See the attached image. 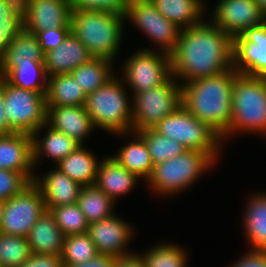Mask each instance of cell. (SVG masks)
I'll list each match as a JSON object with an SVG mask.
<instances>
[{
    "instance_id": "obj_27",
    "label": "cell",
    "mask_w": 266,
    "mask_h": 267,
    "mask_svg": "<svg viewBox=\"0 0 266 267\" xmlns=\"http://www.w3.org/2000/svg\"><path fill=\"white\" fill-rule=\"evenodd\" d=\"M99 162L94 154L81 145L56 167L83 187L95 185Z\"/></svg>"
},
{
    "instance_id": "obj_3",
    "label": "cell",
    "mask_w": 266,
    "mask_h": 267,
    "mask_svg": "<svg viewBox=\"0 0 266 267\" xmlns=\"http://www.w3.org/2000/svg\"><path fill=\"white\" fill-rule=\"evenodd\" d=\"M125 16L106 11L71 13V32L94 58L113 61L121 46Z\"/></svg>"
},
{
    "instance_id": "obj_46",
    "label": "cell",
    "mask_w": 266,
    "mask_h": 267,
    "mask_svg": "<svg viewBox=\"0 0 266 267\" xmlns=\"http://www.w3.org/2000/svg\"><path fill=\"white\" fill-rule=\"evenodd\" d=\"M115 257L107 255H97L83 264H76L68 267H114Z\"/></svg>"
},
{
    "instance_id": "obj_21",
    "label": "cell",
    "mask_w": 266,
    "mask_h": 267,
    "mask_svg": "<svg viewBox=\"0 0 266 267\" xmlns=\"http://www.w3.org/2000/svg\"><path fill=\"white\" fill-rule=\"evenodd\" d=\"M138 178L109 155L99 162L95 185L115 202L134 189Z\"/></svg>"
},
{
    "instance_id": "obj_38",
    "label": "cell",
    "mask_w": 266,
    "mask_h": 267,
    "mask_svg": "<svg viewBox=\"0 0 266 267\" xmlns=\"http://www.w3.org/2000/svg\"><path fill=\"white\" fill-rule=\"evenodd\" d=\"M50 212L65 237L87 233L89 223L77 203L54 207Z\"/></svg>"
},
{
    "instance_id": "obj_9",
    "label": "cell",
    "mask_w": 266,
    "mask_h": 267,
    "mask_svg": "<svg viewBox=\"0 0 266 267\" xmlns=\"http://www.w3.org/2000/svg\"><path fill=\"white\" fill-rule=\"evenodd\" d=\"M4 102L10 126L16 132L33 134L47 123L46 96L18 88L4 78Z\"/></svg>"
},
{
    "instance_id": "obj_42",
    "label": "cell",
    "mask_w": 266,
    "mask_h": 267,
    "mask_svg": "<svg viewBox=\"0 0 266 267\" xmlns=\"http://www.w3.org/2000/svg\"><path fill=\"white\" fill-rule=\"evenodd\" d=\"M231 267H266V251L250 250Z\"/></svg>"
},
{
    "instance_id": "obj_24",
    "label": "cell",
    "mask_w": 266,
    "mask_h": 267,
    "mask_svg": "<svg viewBox=\"0 0 266 267\" xmlns=\"http://www.w3.org/2000/svg\"><path fill=\"white\" fill-rule=\"evenodd\" d=\"M45 128H47L46 135L39 139L38 134ZM79 146L81 145L75 140L62 132L53 129L45 123L32 134L34 168L43 154L58 164L61 160L74 152Z\"/></svg>"
},
{
    "instance_id": "obj_47",
    "label": "cell",
    "mask_w": 266,
    "mask_h": 267,
    "mask_svg": "<svg viewBox=\"0 0 266 267\" xmlns=\"http://www.w3.org/2000/svg\"><path fill=\"white\" fill-rule=\"evenodd\" d=\"M261 11L266 15V0H254Z\"/></svg>"
},
{
    "instance_id": "obj_39",
    "label": "cell",
    "mask_w": 266,
    "mask_h": 267,
    "mask_svg": "<svg viewBox=\"0 0 266 267\" xmlns=\"http://www.w3.org/2000/svg\"><path fill=\"white\" fill-rule=\"evenodd\" d=\"M131 0H71L72 10L106 11L126 15Z\"/></svg>"
},
{
    "instance_id": "obj_20",
    "label": "cell",
    "mask_w": 266,
    "mask_h": 267,
    "mask_svg": "<svg viewBox=\"0 0 266 267\" xmlns=\"http://www.w3.org/2000/svg\"><path fill=\"white\" fill-rule=\"evenodd\" d=\"M40 189L46 210L77 203L82 186L55 167L43 178L35 175L33 181Z\"/></svg>"
},
{
    "instance_id": "obj_41",
    "label": "cell",
    "mask_w": 266,
    "mask_h": 267,
    "mask_svg": "<svg viewBox=\"0 0 266 267\" xmlns=\"http://www.w3.org/2000/svg\"><path fill=\"white\" fill-rule=\"evenodd\" d=\"M71 32V28H54L44 31L35 32L38 42L40 43L41 50L46 52L56 49Z\"/></svg>"
},
{
    "instance_id": "obj_7",
    "label": "cell",
    "mask_w": 266,
    "mask_h": 267,
    "mask_svg": "<svg viewBox=\"0 0 266 267\" xmlns=\"http://www.w3.org/2000/svg\"><path fill=\"white\" fill-rule=\"evenodd\" d=\"M152 129L160 135L178 141L188 150L205 152L215 161L219 157L222 138L182 104Z\"/></svg>"
},
{
    "instance_id": "obj_5",
    "label": "cell",
    "mask_w": 266,
    "mask_h": 267,
    "mask_svg": "<svg viewBox=\"0 0 266 267\" xmlns=\"http://www.w3.org/2000/svg\"><path fill=\"white\" fill-rule=\"evenodd\" d=\"M124 87L116 75L105 85L87 94L85 108L95 128L119 136H128L132 132V101L128 100Z\"/></svg>"
},
{
    "instance_id": "obj_10",
    "label": "cell",
    "mask_w": 266,
    "mask_h": 267,
    "mask_svg": "<svg viewBox=\"0 0 266 267\" xmlns=\"http://www.w3.org/2000/svg\"><path fill=\"white\" fill-rule=\"evenodd\" d=\"M125 61L121 80L133 93L163 85L172 77L170 55L160 50H138Z\"/></svg>"
},
{
    "instance_id": "obj_45",
    "label": "cell",
    "mask_w": 266,
    "mask_h": 267,
    "mask_svg": "<svg viewBox=\"0 0 266 267\" xmlns=\"http://www.w3.org/2000/svg\"><path fill=\"white\" fill-rule=\"evenodd\" d=\"M114 267H146L141 254L129 253L115 258Z\"/></svg>"
},
{
    "instance_id": "obj_22",
    "label": "cell",
    "mask_w": 266,
    "mask_h": 267,
    "mask_svg": "<svg viewBox=\"0 0 266 267\" xmlns=\"http://www.w3.org/2000/svg\"><path fill=\"white\" fill-rule=\"evenodd\" d=\"M27 239L32 254L60 256L65 236L59 228L54 215L45 210L30 229Z\"/></svg>"
},
{
    "instance_id": "obj_4",
    "label": "cell",
    "mask_w": 266,
    "mask_h": 267,
    "mask_svg": "<svg viewBox=\"0 0 266 267\" xmlns=\"http://www.w3.org/2000/svg\"><path fill=\"white\" fill-rule=\"evenodd\" d=\"M231 101V123L222 141L236 132L266 135V77L235 71Z\"/></svg>"
},
{
    "instance_id": "obj_14",
    "label": "cell",
    "mask_w": 266,
    "mask_h": 267,
    "mask_svg": "<svg viewBox=\"0 0 266 267\" xmlns=\"http://www.w3.org/2000/svg\"><path fill=\"white\" fill-rule=\"evenodd\" d=\"M211 17V21L232 39L266 21V15L254 0H220Z\"/></svg>"
},
{
    "instance_id": "obj_6",
    "label": "cell",
    "mask_w": 266,
    "mask_h": 267,
    "mask_svg": "<svg viewBox=\"0 0 266 267\" xmlns=\"http://www.w3.org/2000/svg\"><path fill=\"white\" fill-rule=\"evenodd\" d=\"M215 162L205 152L187 150L172 159L155 164L146 182L161 195H175L192 186Z\"/></svg>"
},
{
    "instance_id": "obj_23",
    "label": "cell",
    "mask_w": 266,
    "mask_h": 267,
    "mask_svg": "<svg viewBox=\"0 0 266 267\" xmlns=\"http://www.w3.org/2000/svg\"><path fill=\"white\" fill-rule=\"evenodd\" d=\"M31 61H44V53L34 33L22 29L9 43L0 58V76L6 77L15 67Z\"/></svg>"
},
{
    "instance_id": "obj_25",
    "label": "cell",
    "mask_w": 266,
    "mask_h": 267,
    "mask_svg": "<svg viewBox=\"0 0 266 267\" xmlns=\"http://www.w3.org/2000/svg\"><path fill=\"white\" fill-rule=\"evenodd\" d=\"M246 203L242 222L252 250L266 251V192L255 194Z\"/></svg>"
},
{
    "instance_id": "obj_30",
    "label": "cell",
    "mask_w": 266,
    "mask_h": 267,
    "mask_svg": "<svg viewBox=\"0 0 266 267\" xmlns=\"http://www.w3.org/2000/svg\"><path fill=\"white\" fill-rule=\"evenodd\" d=\"M112 63L108 59L93 57L74 69L70 74L78 81L83 90L89 94L114 77L113 70H111Z\"/></svg>"
},
{
    "instance_id": "obj_18",
    "label": "cell",
    "mask_w": 266,
    "mask_h": 267,
    "mask_svg": "<svg viewBox=\"0 0 266 267\" xmlns=\"http://www.w3.org/2000/svg\"><path fill=\"white\" fill-rule=\"evenodd\" d=\"M47 124L83 146L95 128L85 106H47Z\"/></svg>"
},
{
    "instance_id": "obj_32",
    "label": "cell",
    "mask_w": 266,
    "mask_h": 267,
    "mask_svg": "<svg viewBox=\"0 0 266 267\" xmlns=\"http://www.w3.org/2000/svg\"><path fill=\"white\" fill-rule=\"evenodd\" d=\"M23 28L22 0H0V58Z\"/></svg>"
},
{
    "instance_id": "obj_19",
    "label": "cell",
    "mask_w": 266,
    "mask_h": 267,
    "mask_svg": "<svg viewBox=\"0 0 266 267\" xmlns=\"http://www.w3.org/2000/svg\"><path fill=\"white\" fill-rule=\"evenodd\" d=\"M91 58L93 57L83 43L70 32L56 49L44 54V66L48 77L70 74Z\"/></svg>"
},
{
    "instance_id": "obj_17",
    "label": "cell",
    "mask_w": 266,
    "mask_h": 267,
    "mask_svg": "<svg viewBox=\"0 0 266 267\" xmlns=\"http://www.w3.org/2000/svg\"><path fill=\"white\" fill-rule=\"evenodd\" d=\"M0 169L20 172L29 182L34 181L31 134L0 135Z\"/></svg>"
},
{
    "instance_id": "obj_33",
    "label": "cell",
    "mask_w": 266,
    "mask_h": 267,
    "mask_svg": "<svg viewBox=\"0 0 266 267\" xmlns=\"http://www.w3.org/2000/svg\"><path fill=\"white\" fill-rule=\"evenodd\" d=\"M5 79L18 88L38 91L46 95L48 76L44 61L30 60V63L20 64L18 67H15ZM38 79H40V82Z\"/></svg>"
},
{
    "instance_id": "obj_13",
    "label": "cell",
    "mask_w": 266,
    "mask_h": 267,
    "mask_svg": "<svg viewBox=\"0 0 266 267\" xmlns=\"http://www.w3.org/2000/svg\"><path fill=\"white\" fill-rule=\"evenodd\" d=\"M233 69L238 74L266 77V21L233 39Z\"/></svg>"
},
{
    "instance_id": "obj_15",
    "label": "cell",
    "mask_w": 266,
    "mask_h": 267,
    "mask_svg": "<svg viewBox=\"0 0 266 267\" xmlns=\"http://www.w3.org/2000/svg\"><path fill=\"white\" fill-rule=\"evenodd\" d=\"M24 29L30 33L71 28V0H22Z\"/></svg>"
},
{
    "instance_id": "obj_43",
    "label": "cell",
    "mask_w": 266,
    "mask_h": 267,
    "mask_svg": "<svg viewBox=\"0 0 266 267\" xmlns=\"http://www.w3.org/2000/svg\"><path fill=\"white\" fill-rule=\"evenodd\" d=\"M20 267H63L60 256L32 254Z\"/></svg>"
},
{
    "instance_id": "obj_11",
    "label": "cell",
    "mask_w": 266,
    "mask_h": 267,
    "mask_svg": "<svg viewBox=\"0 0 266 267\" xmlns=\"http://www.w3.org/2000/svg\"><path fill=\"white\" fill-rule=\"evenodd\" d=\"M46 210L38 186L30 182L18 194L5 201L0 233L27 238L30 229Z\"/></svg>"
},
{
    "instance_id": "obj_2",
    "label": "cell",
    "mask_w": 266,
    "mask_h": 267,
    "mask_svg": "<svg viewBox=\"0 0 266 267\" xmlns=\"http://www.w3.org/2000/svg\"><path fill=\"white\" fill-rule=\"evenodd\" d=\"M235 70L182 84V105L223 138L231 123Z\"/></svg>"
},
{
    "instance_id": "obj_48",
    "label": "cell",
    "mask_w": 266,
    "mask_h": 267,
    "mask_svg": "<svg viewBox=\"0 0 266 267\" xmlns=\"http://www.w3.org/2000/svg\"><path fill=\"white\" fill-rule=\"evenodd\" d=\"M4 208H5V201L0 200V225H1V221H2Z\"/></svg>"
},
{
    "instance_id": "obj_40",
    "label": "cell",
    "mask_w": 266,
    "mask_h": 267,
    "mask_svg": "<svg viewBox=\"0 0 266 267\" xmlns=\"http://www.w3.org/2000/svg\"><path fill=\"white\" fill-rule=\"evenodd\" d=\"M29 183L20 172L0 169V200L7 201Z\"/></svg>"
},
{
    "instance_id": "obj_35",
    "label": "cell",
    "mask_w": 266,
    "mask_h": 267,
    "mask_svg": "<svg viewBox=\"0 0 266 267\" xmlns=\"http://www.w3.org/2000/svg\"><path fill=\"white\" fill-rule=\"evenodd\" d=\"M137 133L146 142L154 165L172 159L188 150L178 141L160 135L153 129H144Z\"/></svg>"
},
{
    "instance_id": "obj_28",
    "label": "cell",
    "mask_w": 266,
    "mask_h": 267,
    "mask_svg": "<svg viewBox=\"0 0 266 267\" xmlns=\"http://www.w3.org/2000/svg\"><path fill=\"white\" fill-rule=\"evenodd\" d=\"M130 134H133L135 139L121 147L119 153L112 157L129 172L136 174L139 179L147 180L154 166L148 146L137 132Z\"/></svg>"
},
{
    "instance_id": "obj_16",
    "label": "cell",
    "mask_w": 266,
    "mask_h": 267,
    "mask_svg": "<svg viewBox=\"0 0 266 267\" xmlns=\"http://www.w3.org/2000/svg\"><path fill=\"white\" fill-rule=\"evenodd\" d=\"M133 232L131 225L116 216L115 212L100 221L89 223L87 229L98 253L115 258L129 254L127 245L133 239Z\"/></svg>"
},
{
    "instance_id": "obj_1",
    "label": "cell",
    "mask_w": 266,
    "mask_h": 267,
    "mask_svg": "<svg viewBox=\"0 0 266 267\" xmlns=\"http://www.w3.org/2000/svg\"><path fill=\"white\" fill-rule=\"evenodd\" d=\"M209 22L202 20L182 29L170 54L171 74L176 80H184L182 84L233 68V39Z\"/></svg>"
},
{
    "instance_id": "obj_37",
    "label": "cell",
    "mask_w": 266,
    "mask_h": 267,
    "mask_svg": "<svg viewBox=\"0 0 266 267\" xmlns=\"http://www.w3.org/2000/svg\"><path fill=\"white\" fill-rule=\"evenodd\" d=\"M31 256L27 238L0 233V267H20Z\"/></svg>"
},
{
    "instance_id": "obj_26",
    "label": "cell",
    "mask_w": 266,
    "mask_h": 267,
    "mask_svg": "<svg viewBox=\"0 0 266 267\" xmlns=\"http://www.w3.org/2000/svg\"><path fill=\"white\" fill-rule=\"evenodd\" d=\"M46 106H85L87 93L71 74L48 77Z\"/></svg>"
},
{
    "instance_id": "obj_31",
    "label": "cell",
    "mask_w": 266,
    "mask_h": 267,
    "mask_svg": "<svg viewBox=\"0 0 266 267\" xmlns=\"http://www.w3.org/2000/svg\"><path fill=\"white\" fill-rule=\"evenodd\" d=\"M77 204L88 223L100 221L111 216L115 202L96 185L83 186Z\"/></svg>"
},
{
    "instance_id": "obj_29",
    "label": "cell",
    "mask_w": 266,
    "mask_h": 267,
    "mask_svg": "<svg viewBox=\"0 0 266 267\" xmlns=\"http://www.w3.org/2000/svg\"><path fill=\"white\" fill-rule=\"evenodd\" d=\"M157 10L181 29L202 21L205 4L202 0H151Z\"/></svg>"
},
{
    "instance_id": "obj_12",
    "label": "cell",
    "mask_w": 266,
    "mask_h": 267,
    "mask_svg": "<svg viewBox=\"0 0 266 267\" xmlns=\"http://www.w3.org/2000/svg\"><path fill=\"white\" fill-rule=\"evenodd\" d=\"M125 19L157 43L160 50L170 55L179 41L181 28L168 21L150 0H131Z\"/></svg>"
},
{
    "instance_id": "obj_36",
    "label": "cell",
    "mask_w": 266,
    "mask_h": 267,
    "mask_svg": "<svg viewBox=\"0 0 266 267\" xmlns=\"http://www.w3.org/2000/svg\"><path fill=\"white\" fill-rule=\"evenodd\" d=\"M186 251L172 243H162L142 254L146 267H186Z\"/></svg>"
},
{
    "instance_id": "obj_34",
    "label": "cell",
    "mask_w": 266,
    "mask_h": 267,
    "mask_svg": "<svg viewBox=\"0 0 266 267\" xmlns=\"http://www.w3.org/2000/svg\"><path fill=\"white\" fill-rule=\"evenodd\" d=\"M99 255L95 244L87 233L65 237L60 255L62 266L68 267L83 264Z\"/></svg>"
},
{
    "instance_id": "obj_8",
    "label": "cell",
    "mask_w": 266,
    "mask_h": 267,
    "mask_svg": "<svg viewBox=\"0 0 266 267\" xmlns=\"http://www.w3.org/2000/svg\"><path fill=\"white\" fill-rule=\"evenodd\" d=\"M131 94L132 132L152 129L182 104V86L173 76L163 85Z\"/></svg>"
},
{
    "instance_id": "obj_44",
    "label": "cell",
    "mask_w": 266,
    "mask_h": 267,
    "mask_svg": "<svg viewBox=\"0 0 266 267\" xmlns=\"http://www.w3.org/2000/svg\"><path fill=\"white\" fill-rule=\"evenodd\" d=\"M16 131L10 126L5 111L4 102V77L0 76V135H11Z\"/></svg>"
}]
</instances>
